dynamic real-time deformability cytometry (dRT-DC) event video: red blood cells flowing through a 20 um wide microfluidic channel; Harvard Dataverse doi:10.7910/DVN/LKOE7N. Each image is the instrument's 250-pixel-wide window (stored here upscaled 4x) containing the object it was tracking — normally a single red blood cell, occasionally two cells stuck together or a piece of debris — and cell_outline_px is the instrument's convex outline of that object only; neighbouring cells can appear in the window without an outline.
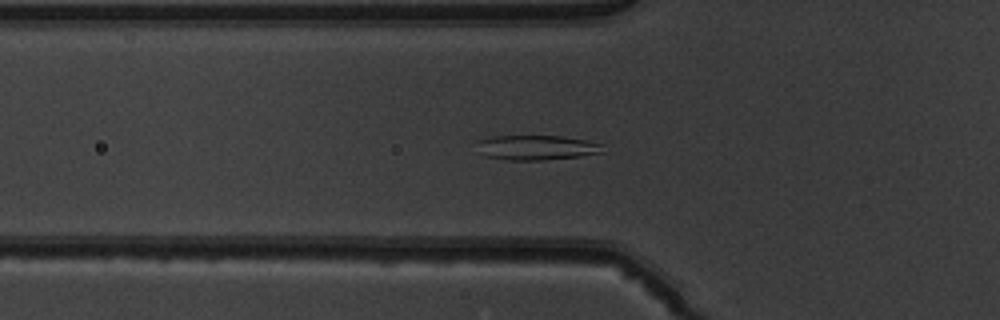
{"species": "common noctule bat (a hibernating species)", "species_latin": "Nyctalus noctula", "temperature_condition": "warm", "stored_images_in_passage": 43, "camera_frame_rate_fps": 3000, "um_per_image_px": 0.085, "animal": {"sex": "male", "body_mass_g": 19.5, "forearm_length_mm": 54.6}, "frame": {"image": 1, "passage_image": 10, "time_ms": 3.0, "image_size_px": [1000, 320], "cell_outline_px": [[604, 152], [580, 156], [544, 160], [508, 160], [484, 156], [480, 152], [476, 140], [492, 136], [560, 136], [584, 140], [604, 144]], "centroid_in_image_um": [45.6, 12.54], "position_along_channel_um": 80.2, "area_um2": 18.26}}
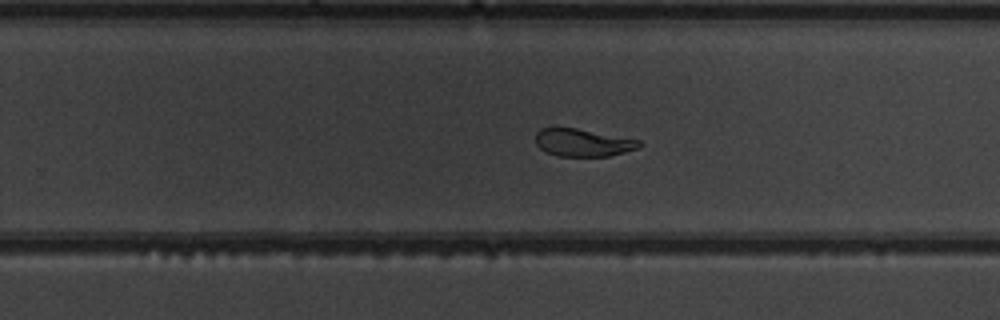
{"frame": {"image": 2, "passage_image": 25, "time_ms": 8.0, "image_size_px": [1000, 320], "cell_outline_px": [[644, 144], [640, 148], [608, 156], [556, 156], [544, 152], [536, 144], [536, 132], [540, 128], [576, 128], [640, 140]], "centroid_in_image_um": [49.55, 12.13], "position_along_channel_um": 280.2, "area_um2": 16.76}}
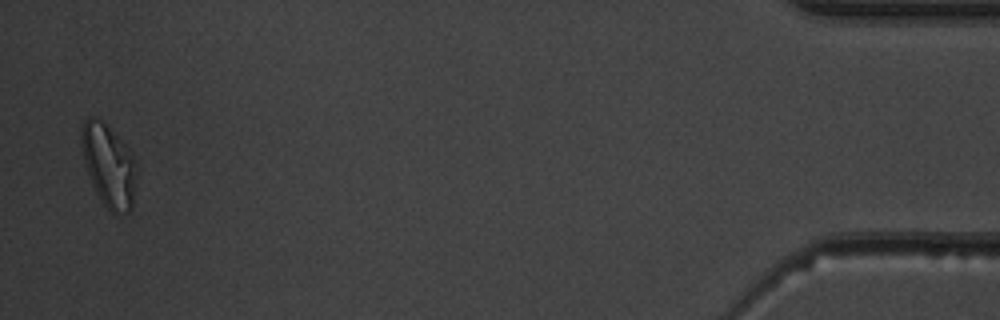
{"frame": {"image": 3, "passage_image": 42, "time_ms": 13.667, "image_size_px": [1000, 320], "cell_outline_px": [[136, 180], [132, 208], [128, 212], [112, 212], [104, 204], [96, 192], [92, 184], [80, 148], [80, 124], [84, 120], [92, 116], [96, 116], [132, 152]], "centroid_in_image_um": [9.2, 14.03], "position_along_channel_um": 426.0, "area_um2": 26.13}, "authors_computed_cell_mechanics": {"area_um2": 18.9584, "velocity_mm_per_s": 4.0024, "shape_relaxation_time_tau1_ms": 3.9896, "shape_relaxation_time_tau2_ms": 0.919, "deformation_change_tau1": 0.1389, "deformation_change_tau2": 0.0605}}